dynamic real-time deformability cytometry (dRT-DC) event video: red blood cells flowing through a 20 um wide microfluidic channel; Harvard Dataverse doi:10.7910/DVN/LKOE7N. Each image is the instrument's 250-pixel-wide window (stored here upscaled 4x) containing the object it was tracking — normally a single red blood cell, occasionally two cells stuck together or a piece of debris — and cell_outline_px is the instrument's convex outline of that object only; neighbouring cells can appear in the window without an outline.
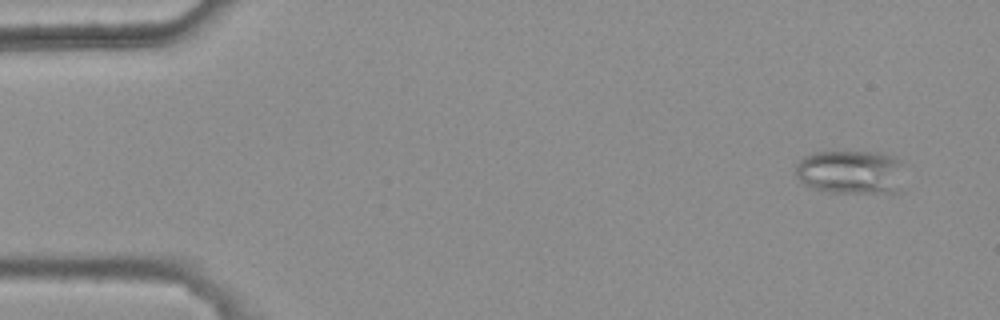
{"species": "common noctule bat (a hibernating species)", "species_latin": "Nyctalus noctula", "temperature_condition": "warm", "stored_images_in_passage": 11, "camera_frame_rate_fps": 3000, "um_per_image_px": 0.085, "animal": {"sex": "female", "body_mass_g": 25.1}, "frame": {"image": 1, "passage_image": 4, "time_ms": 1.0, "image_size_px": [1000, 320], "cell_outline_px": [[900, 164], [896, 192], [832, 192], [816, 188], [804, 184], [796, 176], [796, 164], [804, 156], [812, 152], [880, 152], [892, 156], [900, 160]], "centroid_in_image_um": [72.21, 14.59], "position_along_channel_um": 12.8, "area_um2": 27.11}}